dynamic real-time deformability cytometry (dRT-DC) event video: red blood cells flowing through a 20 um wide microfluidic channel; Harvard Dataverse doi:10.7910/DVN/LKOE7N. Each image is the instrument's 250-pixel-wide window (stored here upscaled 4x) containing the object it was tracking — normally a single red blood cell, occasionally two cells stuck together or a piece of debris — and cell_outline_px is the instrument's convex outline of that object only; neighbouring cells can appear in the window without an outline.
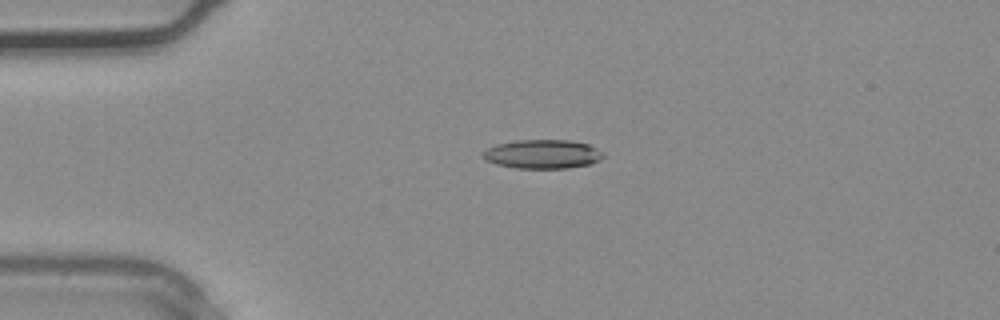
{"species": "common noctule bat (a hibernating species)", "species_latin": "Nyctalus noctula", "temperature_condition": "warm", "stored_images_in_passage": 28, "camera_frame_rate_fps": 3000, "um_per_image_px": 0.085, "animal": {"sex": "male", "body_mass_g": 20.4}, "frame": {"image": 1, "passage_image": 1, "time_ms": 0.0, "image_size_px": [1000, 320], "cell_outline_px": [[604, 156], [600, 160], [588, 164], [568, 168], [516, 168], [496, 164], [484, 160], [480, 156], [480, 152], [496, 144], [516, 140], [572, 140], [588, 144], [604, 152]], "centroid_in_image_um": [46.08, 13.09], "position_along_channel_um": 38.9, "area_um2": 20.52}}
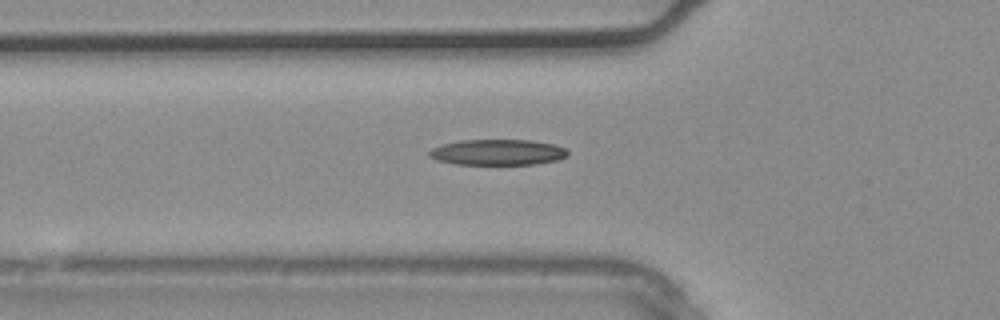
{"frame": {"image": 2, "passage_image": 5, "time_ms": 1.333, "image_size_px": [1000, 320], "cell_outline_px": [[568, 156], [556, 160], [536, 164], [456, 164], [436, 160], [428, 156], [428, 152], [432, 148], [440, 144], [460, 140], [532, 140], [552, 144], [564, 148], [568, 152]], "centroid_in_image_um": [42.26, 12.94], "position_along_channel_um": 83.5, "area_um2": 20.81}}